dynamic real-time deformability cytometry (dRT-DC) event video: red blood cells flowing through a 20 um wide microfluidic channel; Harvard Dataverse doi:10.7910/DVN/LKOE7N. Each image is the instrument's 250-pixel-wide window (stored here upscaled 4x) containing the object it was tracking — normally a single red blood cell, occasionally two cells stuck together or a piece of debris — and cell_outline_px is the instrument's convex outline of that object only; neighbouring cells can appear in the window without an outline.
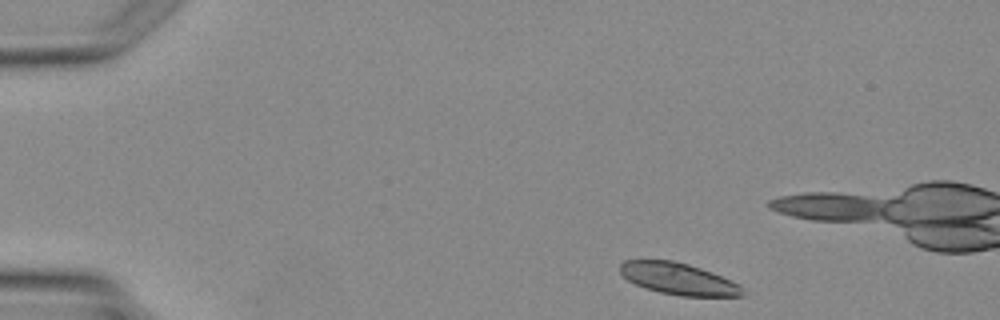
{"species": "Egyptian fruit bat (a non-hibernating species)", "species_latin": "Rousettus aegyptiacus", "temperature_condition": "warm", "stored_images_in_passage": 5, "camera_frame_rate_fps": 3000, "um_per_image_px": 0.085, "animal": {"sex": "female"}, "frame": {"image": 1, "passage_image": 1, "time_ms": 0.0, "image_size_px": [1000, 320], "cell_outline_px": [[748, 292], [744, 296], [680, 296], [660, 292], [636, 284], [628, 280], [620, 272], [620, 264], [624, 260], [672, 260], [688, 264], [712, 272], [740, 284]], "centroid_in_image_um": [57.72, 23.7], "position_along_channel_um": 27.3, "area_um2": 22.66}}